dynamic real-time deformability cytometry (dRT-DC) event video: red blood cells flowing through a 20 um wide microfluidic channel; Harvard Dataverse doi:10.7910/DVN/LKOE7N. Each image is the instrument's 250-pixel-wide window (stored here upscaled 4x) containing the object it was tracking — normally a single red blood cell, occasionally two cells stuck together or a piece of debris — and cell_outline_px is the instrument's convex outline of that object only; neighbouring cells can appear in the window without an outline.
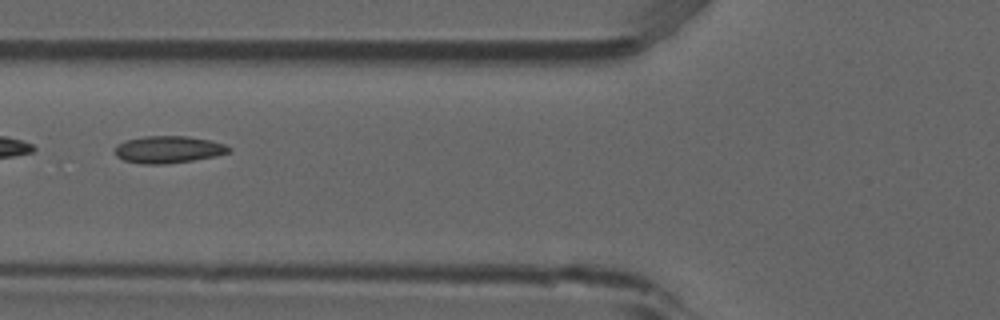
{"species": "common noctule bat (a hibernating species)", "species_latin": "Nyctalus noctula", "temperature_condition": "room temperature", "stored_images_in_passage": 2, "camera_frame_rate_fps": 3000, "um_per_image_px": 0.085, "animal": {"sex": "male", "forearm_length_mm": 52.5}, "frame": {"image": 1, "passage_image": 2, "time_ms": 0.333, "image_size_px": [1000, 320], "cell_outline_px": [[232, 148], [228, 152], [216, 156], [192, 160], [164, 164], [144, 164], [124, 160], [116, 156], [116, 144], [124, 140], [144, 136], [188, 136], [208, 140], [224, 144]], "centroid_in_image_um": [14.28, 12.7], "position_along_channel_um": 111.5, "area_um2": 17.92}}